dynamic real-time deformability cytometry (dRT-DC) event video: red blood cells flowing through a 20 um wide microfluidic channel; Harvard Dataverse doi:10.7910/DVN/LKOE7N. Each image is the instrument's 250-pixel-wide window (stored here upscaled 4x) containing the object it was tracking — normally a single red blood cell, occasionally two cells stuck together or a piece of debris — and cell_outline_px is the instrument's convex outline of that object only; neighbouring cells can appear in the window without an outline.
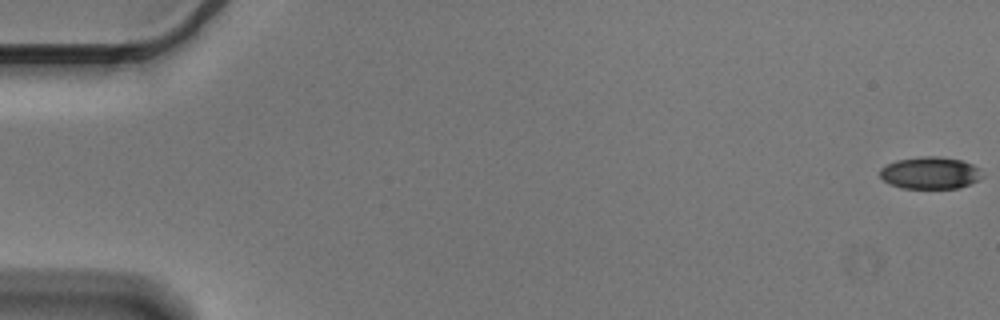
{"species": "Egyptian fruit bat (a non-hibernating species)", "species_latin": "Rousettus aegyptiacus", "temperature_condition": "cold", "stored_images_in_passage": 57, "camera_frame_rate_fps": 3000, "um_per_image_px": 0.085, "animal": {"sex": "male"}, "frame": {"image": 1, "passage_image": 1, "time_ms": 0.0, "image_size_px": [1000, 320], "cell_outline_px": [[984, 176], [980, 180], [960, 188], [900, 188], [888, 184], [880, 176], [880, 168], [896, 160], [920, 156], [940, 156], [960, 160], [972, 164], [980, 168]], "centroid_in_image_um": [79.09, 14.7], "position_along_channel_um": 5.9, "area_um2": 19.42}}
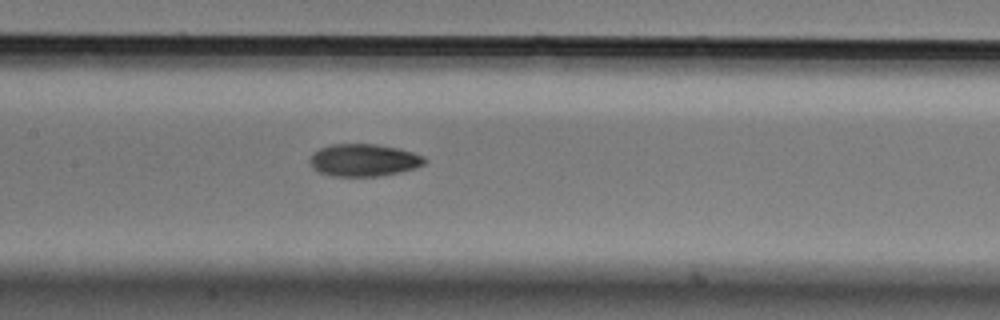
{"frame": {"image": 2, "passage_image": 28, "time_ms": 9.0, "image_size_px": [1000, 320], "cell_outline_px": [[428, 160], [424, 164], [416, 168], [400, 172], [376, 176], [332, 176], [320, 172], [312, 168], [308, 160], [312, 152], [320, 148], [332, 144], [376, 144], [400, 148], [424, 156]], "centroid_in_image_um": [30.91, 13.6], "position_along_channel_um": 176.5, "area_um2": 21.85}}
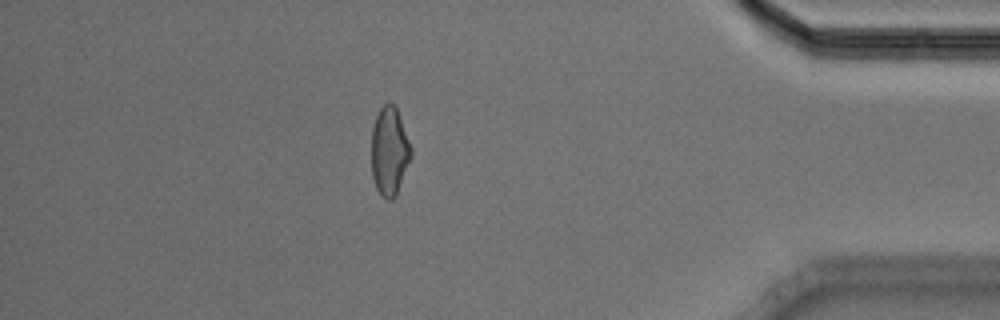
{"frame": {"image": 3, "passage_image": 50, "time_ms": 16.333, "image_size_px": [1000, 320], "cell_outline_px": [[412, 156], [396, 196], [392, 200], [388, 200], [376, 188], [372, 176], [372, 128], [376, 116], [380, 108], [384, 104], [392, 104], [396, 108], [412, 148]], "centroid_in_image_um": [33.11, 12.88], "position_along_channel_um": 402.1, "area_um2": 20.23}, "authors_computed_cell_mechanics": {"area_um2": 20.9814, "velocity_mm_per_s": 3.5919, "shape_relaxation_time_tau1_ms": 7.0499, "shape_relaxation_time_tau2_ms": 3.1097, "deformation_change_tau1": 0.1534, "deformation_change_tau2": 0.092}}